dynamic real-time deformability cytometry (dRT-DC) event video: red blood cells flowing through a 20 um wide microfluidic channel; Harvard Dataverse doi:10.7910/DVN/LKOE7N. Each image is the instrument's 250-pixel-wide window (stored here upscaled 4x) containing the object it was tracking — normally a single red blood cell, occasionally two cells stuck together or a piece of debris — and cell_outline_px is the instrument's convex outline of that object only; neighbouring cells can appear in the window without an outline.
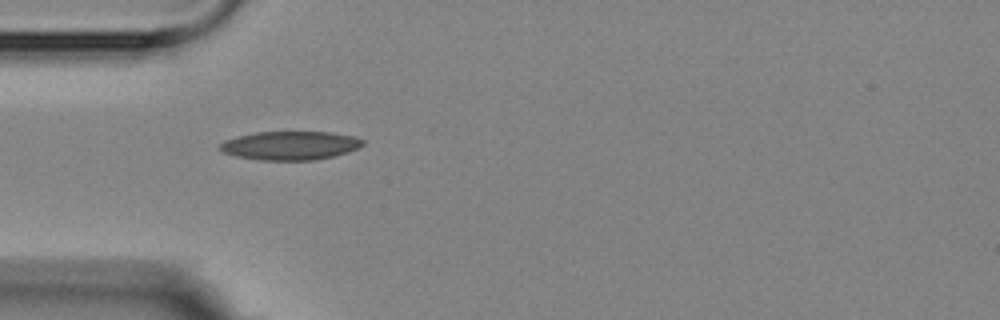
{"species": "Egyptian fruit bat (a non-hibernating species)", "species_latin": "Rousettus aegyptiacus", "temperature_condition": "room temperature", "stored_images_in_passage": 2, "camera_frame_rate_fps": 3000, "um_per_image_px": 0.085, "animal": {"sex": "female"}, "frame": {"image": 1, "passage_image": 1, "time_ms": 0.0, "image_size_px": [1000, 320], "cell_outline_px": [[364, 144], [348, 152], [336, 156], [316, 160], [260, 160], [236, 156], [224, 152], [216, 148], [224, 140], [236, 136], [256, 132], [332, 132], [356, 136], [364, 140]], "centroid_in_image_um": [24.67, 12.37], "position_along_channel_um": 60.3, "area_um2": 24.1}}
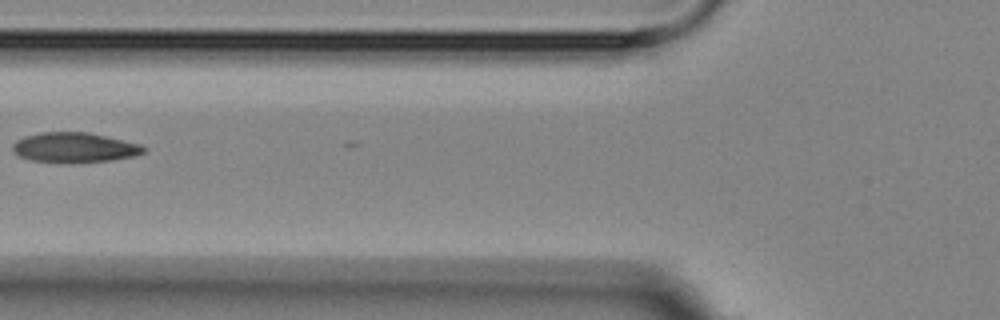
{"frame": {"image": 2, "passage_image": 2, "time_ms": 1.667, "image_size_px": [1000, 320], "cell_outline_px": [[148, 148], [144, 152], [136, 156], [112, 160], [28, 160], [16, 156], [12, 152], [12, 144], [16, 140], [24, 136], [40, 132], [88, 132], [140, 144]], "centroid_in_image_um": [6.3, 12.5], "position_along_channel_um": 119.5, "area_um2": 22.25}}